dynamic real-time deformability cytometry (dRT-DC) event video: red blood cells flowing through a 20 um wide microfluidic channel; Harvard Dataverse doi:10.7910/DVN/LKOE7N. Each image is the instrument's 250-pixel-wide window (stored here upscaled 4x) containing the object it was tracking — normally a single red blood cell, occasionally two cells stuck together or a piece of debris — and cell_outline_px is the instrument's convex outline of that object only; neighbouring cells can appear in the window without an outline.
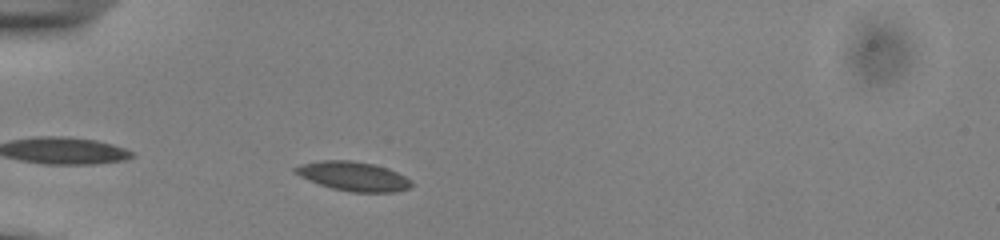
{"species": "common noctule bat (a hibernating species)", "species_latin": "Nyctalus noctula", "temperature_condition": "cold", "stored_images_in_passage": 23, "camera_frame_rate_fps": 3000, "um_per_image_px": 0.085, "animal": {"sex": "male", "body_mass_g": 13.0, "forearm_length_mm": 53.1}, "frame": {"image": 1, "passage_image": 3, "time_ms": 0.667, "image_size_px": [1000, 240], "cell_outline_px": [[412, 184], [408, 188], [396, 192], [352, 192], [332, 188], [308, 180], [292, 172], [292, 168], [300, 164], [320, 160], [352, 160], [372, 164], [388, 168], [412, 180]], "centroid_in_image_um": [29.99, 14.97], "position_along_channel_um": 55.0, "area_um2": 19.83}}
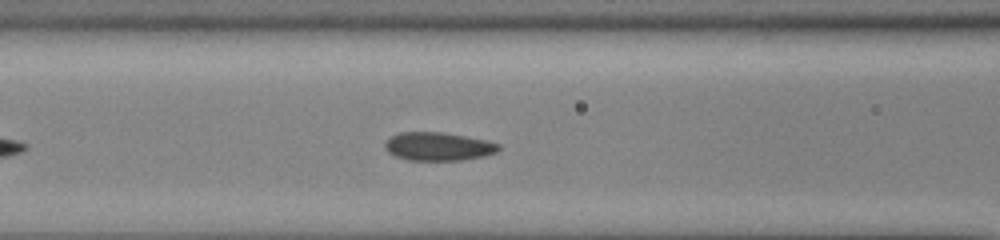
{"frame": {"image": 2, "passage_image": 10, "time_ms": 3.0, "image_size_px": [1000, 240], "cell_outline_px": [[500, 148], [496, 152], [484, 156], [464, 160], [408, 160], [396, 156], [388, 152], [384, 148], [384, 144], [392, 136], [400, 132], [440, 132], [464, 136], [484, 140], [500, 144]], "centroid_in_image_um": [37.24, 12.45], "position_along_channel_um": 129.4, "area_um2": 18.61}}
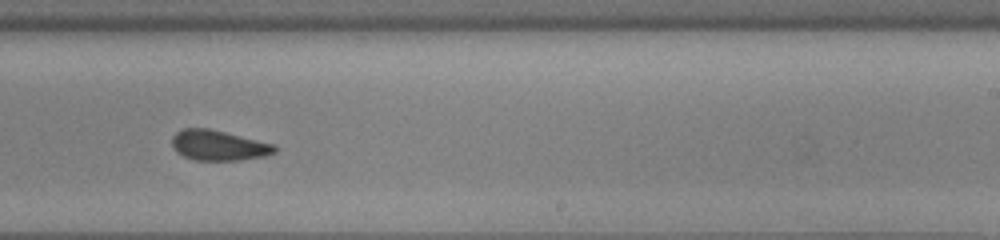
{"frame": {"image": 3, "passage_image": 21, "time_ms": 6.667, "image_size_px": [1000, 240], "cell_outline_px": [[276, 152], [264, 156], [240, 160], [196, 160], [184, 156], [176, 152], [172, 148], [172, 136], [180, 128], [208, 128], [276, 144]], "centroid_in_image_um": [18.56, 12.35], "position_along_channel_um": 270.4, "area_um2": 18.21}}